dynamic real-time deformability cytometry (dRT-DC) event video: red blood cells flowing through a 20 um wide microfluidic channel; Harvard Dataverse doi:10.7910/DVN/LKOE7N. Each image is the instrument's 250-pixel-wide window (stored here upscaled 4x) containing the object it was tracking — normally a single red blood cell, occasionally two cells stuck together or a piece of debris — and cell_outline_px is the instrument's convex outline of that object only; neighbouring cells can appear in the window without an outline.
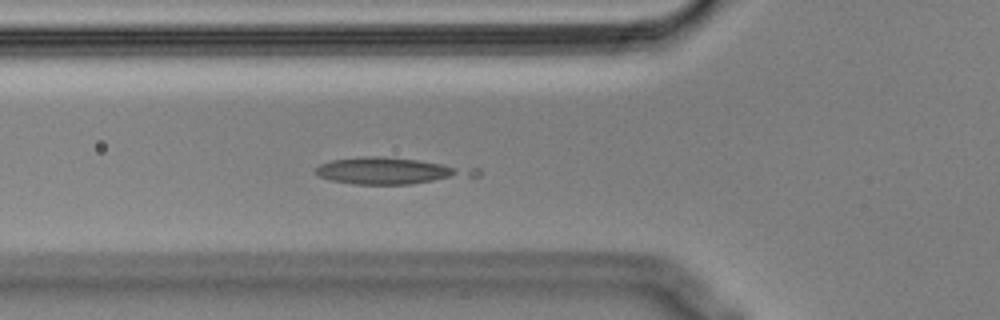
{"species": "Egyptian fruit bat (a non-hibernating species)", "species_latin": "Rousettus aegyptiacus", "temperature_condition": "cold", "stored_images_in_passage": 55, "camera_frame_rate_fps": 3000, "um_per_image_px": 0.085, "animal": {"sex": "male"}, "frame": {"image": 1, "passage_image": 19, "time_ms": 6.0, "image_size_px": [1000, 320], "cell_outline_px": [[480, 176], [408, 184], [352, 184], [332, 180], [320, 176], [316, 172], [316, 168], [320, 164], [332, 160], [364, 156], [384, 156], [480, 168]], "centroid_in_image_um": [33.26, 14.52], "position_along_channel_um": 92.5, "area_um2": 24.57}, "authors_computed_cell_mechanics": {"area_um2": 21.1548, "velocity_mm_per_s": 3.5373, "shape_relaxation_time_tau1_ms": 1.1036, "shape_relaxation_time_tau2_ms": null, "deformation_change_tau1": 0.3729, "deformation_change_tau2": null}}